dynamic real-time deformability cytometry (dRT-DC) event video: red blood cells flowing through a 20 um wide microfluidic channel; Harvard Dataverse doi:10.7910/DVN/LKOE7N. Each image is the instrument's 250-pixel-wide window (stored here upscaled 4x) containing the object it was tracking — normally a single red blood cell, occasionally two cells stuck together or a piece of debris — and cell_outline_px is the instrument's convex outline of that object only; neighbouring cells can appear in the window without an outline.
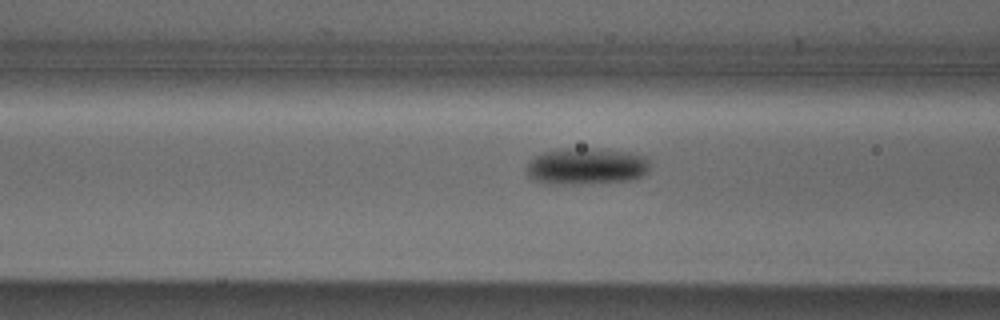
{"species": "Egyptian fruit bat (a non-hibernating species)", "species_latin": "Rousettus aegyptiacus", "temperature_condition": "cold", "stored_images_in_passage": 17, "camera_frame_rate_fps": 3000, "um_per_image_px": 0.085, "animal": {"sex": "male"}, "frame": {"image": 1, "passage_image": 15, "time_ms": 4.667, "image_size_px": [1000, 320], "cell_outline_px": [[648, 168], [640, 176], [632, 180], [580, 184], [544, 184], [528, 176], [528, 164], [536, 156], [544, 152], [568, 148], [588, 148], [632, 152], [648, 156]], "centroid_in_image_um": [49.86, 14.13], "position_along_channel_um": 116.7, "area_um2": 26.24}}